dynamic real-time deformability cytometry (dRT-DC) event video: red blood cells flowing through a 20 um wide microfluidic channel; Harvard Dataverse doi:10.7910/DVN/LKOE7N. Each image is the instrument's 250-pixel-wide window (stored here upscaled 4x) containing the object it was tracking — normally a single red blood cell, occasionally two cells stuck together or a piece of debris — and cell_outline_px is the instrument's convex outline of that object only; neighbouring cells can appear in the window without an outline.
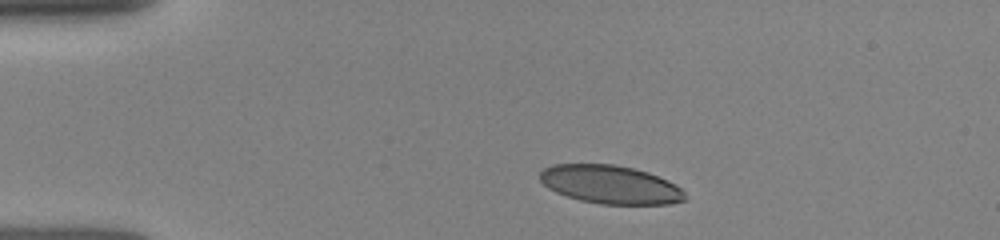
{"species": "human", "species_latin": "Homo sapiens", "temperature_condition": "room temperature", "stored_images_in_passage": 15, "camera_frame_rate_fps": 3000, "um_per_image_px": 0.085, "donor": {"sex": "female"}, "frame": {"image": 1, "passage_image": 1, "time_ms": 0.0, "image_size_px": [1000, 240], "cell_outline_px": [[688, 200], [668, 204], [600, 204], [580, 200], [556, 192], [548, 188], [540, 180], [540, 172], [544, 168], [552, 164], [612, 164], [632, 168], [648, 172], [668, 180], [680, 188], [688, 196]], "centroid_in_image_um": [51.9, 15.69], "position_along_channel_um": 33.1, "area_um2": 32.48}}
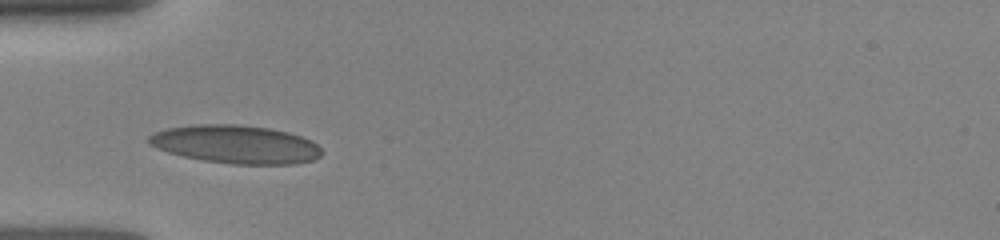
{"frame": {"image": 2, "passage_image": 14, "time_ms": 2.0, "image_size_px": [1000, 240], "cell_outline_px": [[324, 152], [320, 156], [312, 160], [296, 164], [232, 164], [204, 160], [184, 156], [168, 152], [156, 148], [148, 144], [148, 136], [156, 132], [168, 128], [192, 124], [236, 124], [268, 128], [288, 132], [312, 140]], "centroid_in_image_um": [20.04, 12.27], "position_along_channel_um": 65.0, "area_um2": 38.55}}